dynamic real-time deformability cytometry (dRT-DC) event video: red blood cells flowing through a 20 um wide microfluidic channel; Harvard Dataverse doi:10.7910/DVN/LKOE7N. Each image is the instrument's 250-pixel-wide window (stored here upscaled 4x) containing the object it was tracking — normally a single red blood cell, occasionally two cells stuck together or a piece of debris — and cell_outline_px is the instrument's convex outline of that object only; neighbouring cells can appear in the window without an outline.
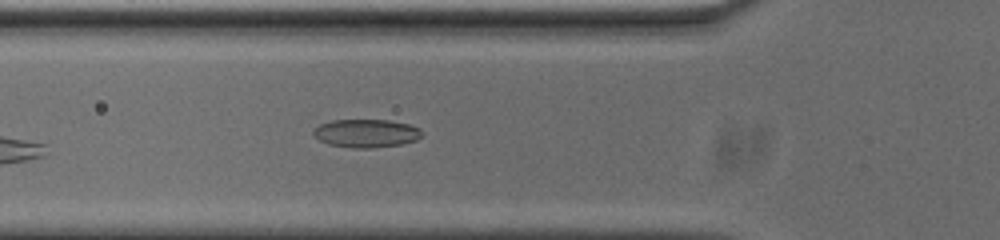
{"species": "common noctule bat (a hibernating species)", "species_latin": "Nyctalus noctula", "temperature_condition": "cold", "stored_images_in_passage": 41, "camera_frame_rate_fps": 3000, "um_per_image_px": 0.085, "animal": {"sex": "male", "body_mass_g": 20.0, "forearm_length_mm": 53.3}, "frame": {"image": 1, "passage_image": 7, "time_ms": 2.0, "image_size_px": [1000, 240], "cell_outline_px": [[424, 136], [416, 140], [400, 144], [368, 148], [352, 148], [328, 144], [320, 140], [312, 132], [320, 124], [332, 120], [388, 120], [408, 124], [420, 128], [424, 132]], "centroid_in_image_um": [31.17, 11.33], "position_along_channel_um": 94.6, "area_um2": 17.8}}
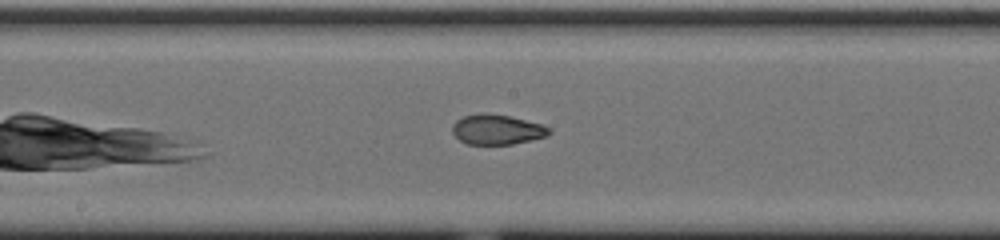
{"frame": {"image": 2, "passage_image": 16, "time_ms": 5.0, "image_size_px": [1000, 240], "cell_outline_px": [[552, 132], [548, 136], [532, 140], [512, 144], [468, 144], [460, 140], [452, 132], [452, 124], [456, 120], [464, 116], [480, 112], [484, 112], [508, 116], [540, 124], [548, 128]], "centroid_in_image_um": [42.22, 11.01], "position_along_channel_um": 206.0, "area_um2": 16.88}}
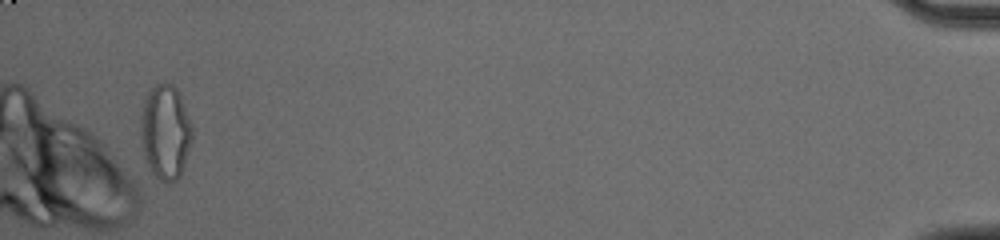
{"frame": {"image": 3, "passage_image": 41, "time_ms": 13.333, "image_size_px": [1000, 240], "cell_outline_px": [[192, 140], [180, 176], [172, 184], [164, 184], [152, 176], [144, 156], [140, 144], [140, 116], [144, 96], [156, 84], [164, 80], [172, 84], [180, 92], [192, 128]], "centroid_in_image_um": [14.02, 11.23], "position_along_channel_um": 421.2, "area_um2": 29.3}, "authors_computed_cell_mechanics": {"area_um2": 17.8024, "velocity_mm_per_s": 3.7038, "shape_relaxation_time_tau1_ms": null, "shape_relaxation_time_tau2_ms": 1.903, "deformation_change_tau1": null, "deformation_change_tau2": 0.0658}}